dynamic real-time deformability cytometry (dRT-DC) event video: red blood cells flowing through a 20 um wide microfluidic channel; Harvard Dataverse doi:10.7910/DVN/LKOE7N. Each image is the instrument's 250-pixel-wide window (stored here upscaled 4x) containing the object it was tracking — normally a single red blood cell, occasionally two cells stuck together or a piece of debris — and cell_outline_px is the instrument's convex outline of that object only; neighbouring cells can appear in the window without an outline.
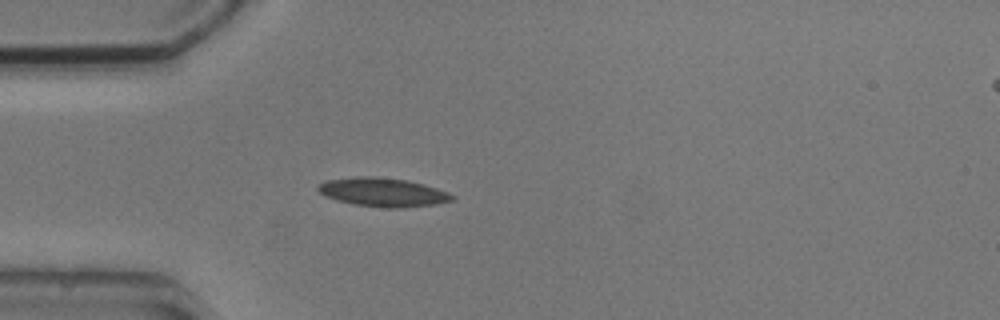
{"species": "common noctule bat (a hibernating species)", "species_latin": "Nyctalus noctula", "temperature_condition": "cold", "stored_images_in_passage": 1, "camera_frame_rate_fps": 3000, "um_per_image_px": 0.085, "animal": {"sex": "male", "body_mass_g": 20.5, "forearm_length_mm": 52.5}, "frame": {"image": 1, "passage_image": 1, "time_ms": 0.0, "image_size_px": [1000, 320], "cell_outline_px": [[456, 200], [436, 204], [400, 208], [388, 208], [356, 204], [336, 200], [324, 196], [316, 188], [324, 180], [360, 176], [376, 176], [408, 180], [424, 184], [448, 192], [456, 196]], "centroid_in_image_um": [32.57, 16.33], "position_along_channel_um": 52.4, "area_um2": 22.6}}